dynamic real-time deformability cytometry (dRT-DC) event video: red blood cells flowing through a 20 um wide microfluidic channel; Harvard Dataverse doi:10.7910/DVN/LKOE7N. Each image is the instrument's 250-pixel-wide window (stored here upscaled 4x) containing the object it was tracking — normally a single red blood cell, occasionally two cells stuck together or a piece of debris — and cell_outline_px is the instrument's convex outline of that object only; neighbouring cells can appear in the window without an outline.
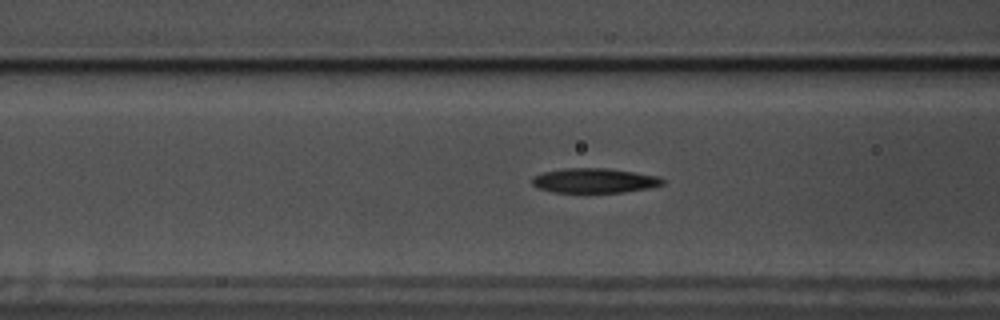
{"species": "common noctule bat (a hibernating species)", "species_latin": "Nyctalus noctula", "temperature_condition": "warm", "stored_images_in_passage": 41, "camera_frame_rate_fps": 3000, "um_per_image_px": 0.085, "animal": {"sex": "male", "body_mass_g": 17.5, "forearm_length_mm": 52.3}, "frame": {"image": 1, "passage_image": 11, "time_ms": 3.333, "image_size_px": [1000, 320], "cell_outline_px": [[664, 184], [648, 188], [624, 192], [552, 192], [536, 188], [532, 184], [532, 176], [544, 172], [564, 168], [608, 168], [656, 176], [664, 180]], "centroid_in_image_um": [50.46, 15.35], "position_along_channel_um": 116.1, "area_um2": 18.67}}
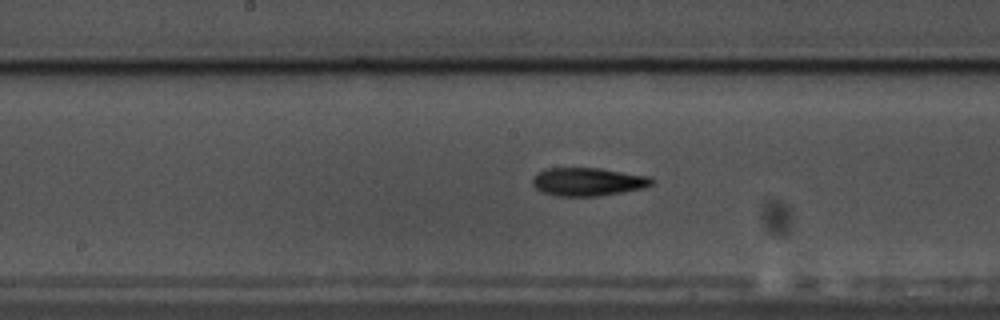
{"frame": {"image": 2, "passage_image": 18, "time_ms": 5.667, "image_size_px": [1000, 320], "cell_outline_px": [[656, 180], [652, 184], [644, 188], [600, 196], [556, 196], [544, 192], [536, 188], [532, 184], [532, 180], [544, 168], [600, 168], [652, 176]], "centroid_in_image_um": [50.04, 15.44], "position_along_channel_um": 198.2, "area_um2": 19.71}}
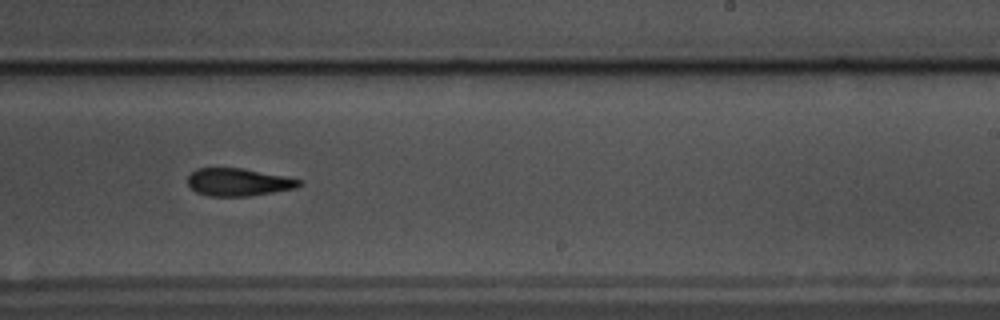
{"frame": {"image": 3, "passage_image": 24, "time_ms": 7.667, "image_size_px": [1000, 320], "cell_outline_px": [[304, 184], [296, 188], [248, 196], [208, 196], [196, 192], [188, 184], [188, 176], [196, 168], [240, 168], [288, 176], [300, 180]], "centroid_in_image_um": [20.28, 15.48], "position_along_channel_um": 268.7, "area_um2": 17.98}, "authors_computed_cell_mechanics": {"area_um2": 18.6694, "velocity_mm_per_s": 3.5353, "shape_relaxation_time_tau1_ms": 3.9611, "shape_relaxation_time_tau2_ms": 6.0362, "deformation_change_tau1": 0.1775, "deformation_change_tau2": 0.1255}}